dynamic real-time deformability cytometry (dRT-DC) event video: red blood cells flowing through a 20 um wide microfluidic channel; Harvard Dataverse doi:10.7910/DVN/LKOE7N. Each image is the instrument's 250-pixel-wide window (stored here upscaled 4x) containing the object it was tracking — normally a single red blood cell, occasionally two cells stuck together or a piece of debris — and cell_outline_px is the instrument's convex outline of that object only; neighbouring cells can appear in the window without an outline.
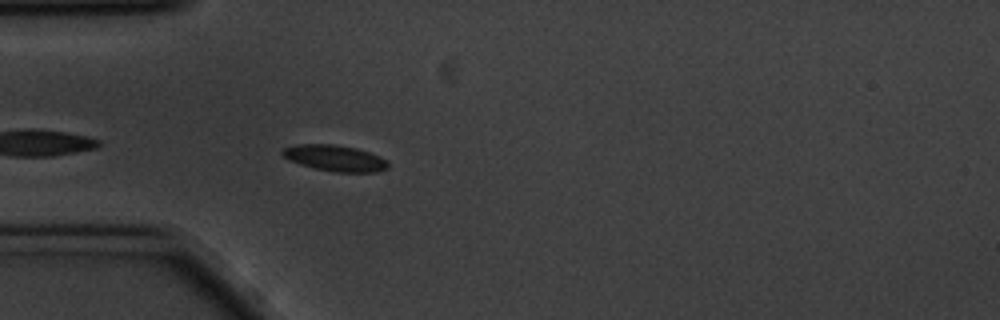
{"species": "common noctule bat (a hibernating species)", "species_latin": "Nyctalus noctula", "temperature_condition": "cold", "stored_images_in_passage": 45, "camera_frame_rate_fps": 3000, "um_per_image_px": 0.085, "animal": {"sex": "male", "body_mass_g": 20.1, "forearm_length_mm": 53.5}, "frame": {"image": 1, "passage_image": 4, "time_ms": 1.0, "image_size_px": [1000, 320], "cell_outline_px": [[388, 168], [376, 172], [336, 172], [316, 168], [300, 164], [288, 160], [280, 152], [284, 148], [296, 144], [336, 144], [356, 148], [380, 156], [388, 160]], "centroid_in_image_um": [28.48, 13.43], "position_along_channel_um": 56.5, "area_um2": 16.07}}
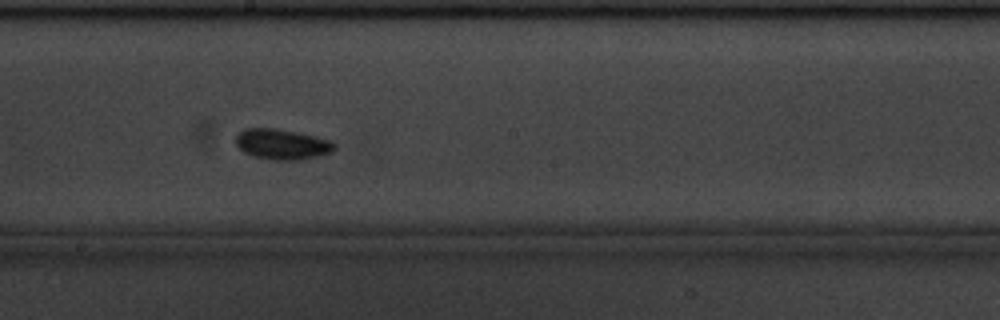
{"frame": {"image": 2, "passage_image": 19, "time_ms": 6.0, "image_size_px": [1000, 320], "cell_outline_px": [[336, 148], [332, 152], [320, 156], [300, 160], [276, 160], [252, 156], [244, 152], [236, 144], [236, 132], [244, 128], [276, 128], [300, 132], [332, 140], [336, 144]], "centroid_in_image_um": [24.0, 12.25], "position_along_channel_um": 224.2, "area_um2": 17.92}}
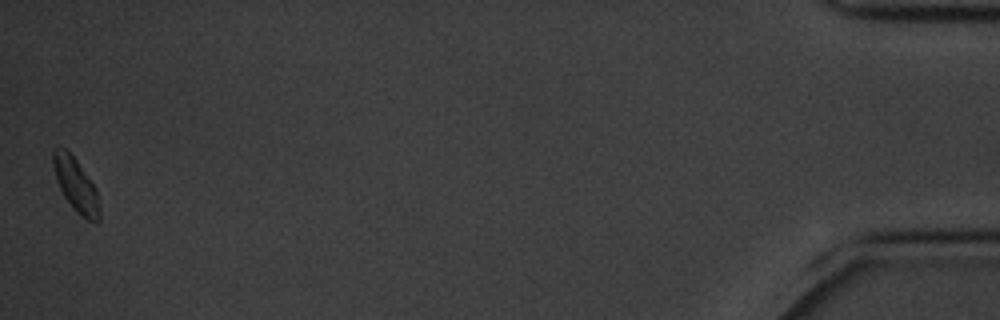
{"frame": {"image": 3, "passage_image": 45, "time_ms": 14.667, "image_size_px": [1000, 320], "cell_outline_px": [[100, 220], [96, 224], [80, 216], [72, 208], [64, 196], [56, 180], [52, 164], [52, 152], [60, 144], [76, 160], [96, 188], [100, 208]], "centroid_in_image_um": [6.45, 15.75], "position_along_channel_um": 428.8, "area_um2": 14.62}, "authors_computed_cell_mechanics": {"area_um2": 15.2014, "velocity_mm_per_s": 3.4345, "shape_relaxation_time_tau1_ms": 2.7107, "shape_relaxation_time_tau2_ms": null, "deformation_change_tau1": 0.0924, "deformation_change_tau2": null}}